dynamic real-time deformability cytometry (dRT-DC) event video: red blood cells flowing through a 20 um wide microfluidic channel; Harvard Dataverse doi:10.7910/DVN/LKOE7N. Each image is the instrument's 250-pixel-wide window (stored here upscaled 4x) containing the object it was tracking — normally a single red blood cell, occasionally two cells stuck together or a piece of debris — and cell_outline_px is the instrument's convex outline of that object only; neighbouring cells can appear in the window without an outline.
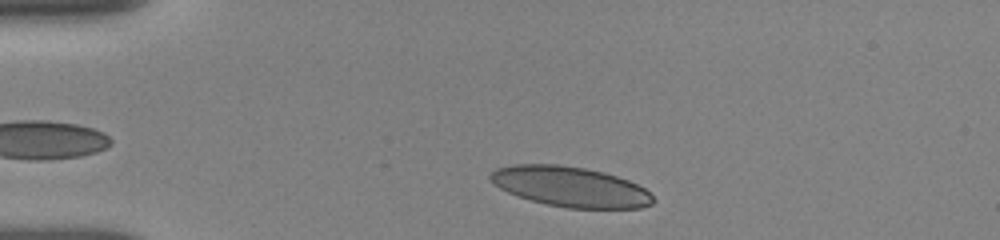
{"species": "human", "species_latin": "Homo sapiens", "temperature_condition": "room temperature", "stored_images_in_passage": 58, "camera_frame_rate_fps": 3000, "um_per_image_px": 0.085, "donor": {"sex": "female"}, "frame": {"image": 1, "passage_image": 5, "time_ms": 1.0, "image_size_px": [1000, 240], "cell_outline_px": [[652, 204], [640, 208], [568, 208], [548, 204], [532, 200], [508, 192], [500, 188], [488, 176], [496, 168], [516, 164], [560, 164], [584, 168], [604, 172], [628, 180], [644, 188], [652, 196]], "centroid_in_image_um": [48.48, 15.86], "position_along_channel_um": 36.5, "area_um2": 37.63}}
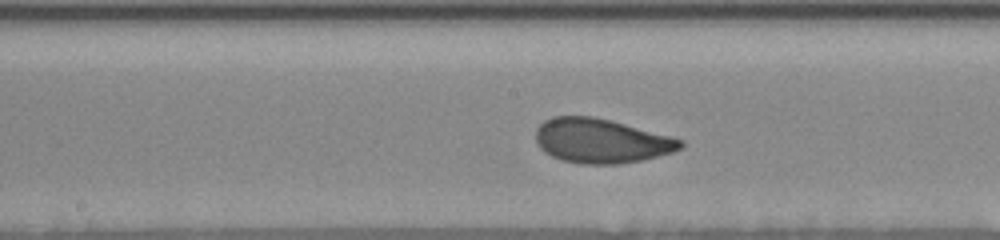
{"frame": {"image": 2, "passage_image": 35, "time_ms": 6.333, "image_size_px": [1000, 240], "cell_outline_px": [[684, 148], [672, 152], [644, 160], [620, 164], [580, 164], [564, 160], [552, 156], [544, 152], [536, 144], [536, 128], [544, 120], [556, 116], [592, 116], [612, 120], [672, 136], [684, 140]], "centroid_in_image_um": [51.13, 11.97], "position_along_channel_um": 197.1, "area_um2": 37.86}}
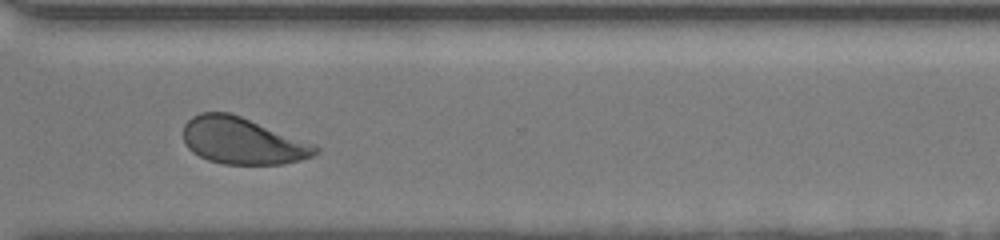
{"frame": {"image": 3, "passage_image": 57, "time_ms": 10.333, "image_size_px": [1000, 240], "cell_outline_px": [[320, 152], [312, 156], [300, 160], [284, 164], [224, 164], [208, 160], [192, 152], [184, 144], [184, 124], [192, 116], [200, 112], [228, 112], [240, 116], [316, 144], [320, 148]], "centroid_in_image_um": [20.62, 11.98], "position_along_channel_um": 350.0, "area_um2": 36.07}}